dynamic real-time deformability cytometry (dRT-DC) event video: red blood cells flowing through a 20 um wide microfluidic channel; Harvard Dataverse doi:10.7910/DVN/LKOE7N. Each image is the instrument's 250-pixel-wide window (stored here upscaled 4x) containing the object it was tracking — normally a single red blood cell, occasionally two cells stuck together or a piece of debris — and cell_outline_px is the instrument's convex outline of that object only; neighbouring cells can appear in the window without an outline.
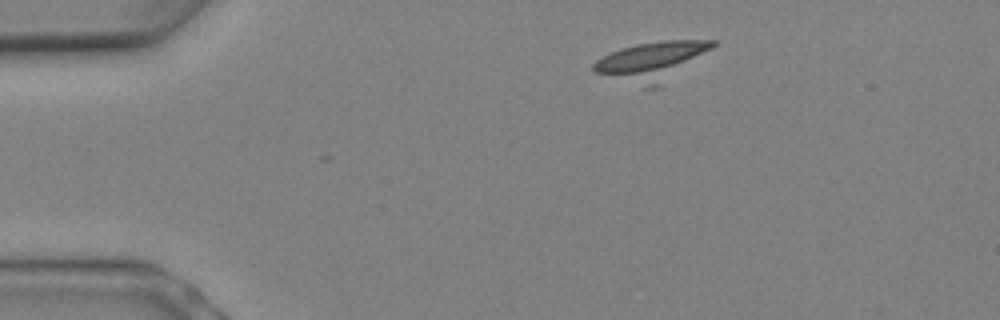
{"species": "Egyptian fruit bat (a non-hibernating species)", "species_latin": "Rousettus aegyptiacus", "temperature_condition": "warm", "stored_images_in_passage": 6, "camera_frame_rate_fps": 3000, "um_per_image_px": 0.085, "animal": {"sex": "female"}, "frame": {"image": 1, "passage_image": 2, "time_ms": 0.333, "image_size_px": [1000, 320], "cell_outline_px": [[716, 44], [712, 48], [660, 88], [644, 88], [596, 72], [592, 68], [592, 64], [596, 60], [620, 48], [636, 44], [664, 40], [716, 40]], "centroid_in_image_um": [55.42, 5.21], "position_along_channel_um": 29.6, "area_um2": 26.82}}
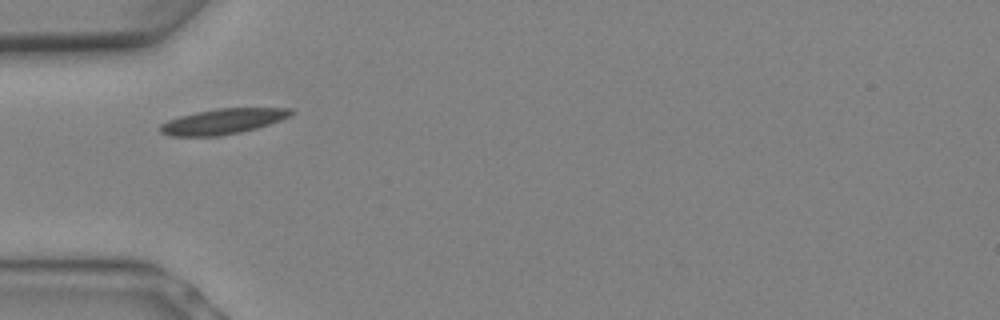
{"frame": {"image": 2, "passage_image": 5, "time_ms": 1.333, "image_size_px": [1000, 320], "cell_outline_px": [[296, 112], [280, 120], [256, 128], [240, 132], [220, 136], [168, 136], [160, 132], [160, 124], [168, 120], [180, 116], [196, 112], [220, 108], [292, 108]], "centroid_in_image_um": [18.93, 10.32], "position_along_channel_um": 66.1, "area_um2": 19.25}}